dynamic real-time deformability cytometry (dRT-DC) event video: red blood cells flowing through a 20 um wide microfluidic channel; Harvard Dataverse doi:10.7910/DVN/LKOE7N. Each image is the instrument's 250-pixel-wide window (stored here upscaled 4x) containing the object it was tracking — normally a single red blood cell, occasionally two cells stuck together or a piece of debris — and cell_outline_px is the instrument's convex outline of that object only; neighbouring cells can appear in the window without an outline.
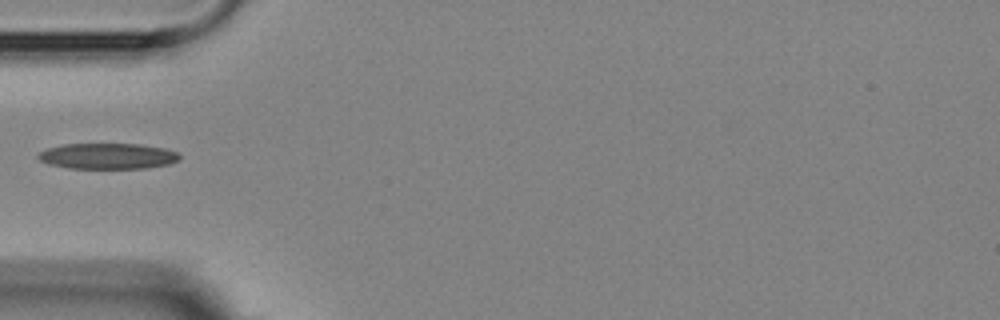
{"species": "Egyptian fruit bat (a non-hibernating species)", "species_latin": "Rousettus aegyptiacus", "temperature_condition": "room temperature", "stored_images_in_passage": 2, "camera_frame_rate_fps": 3000, "um_per_image_px": 0.085, "animal": {"sex": "female"}, "frame": {"image": 1, "passage_image": 1, "time_ms": 0.0, "image_size_px": [1000, 320], "cell_outline_px": [[180, 160], [168, 164], [144, 168], [68, 168], [48, 164], [40, 160], [36, 156], [40, 152], [48, 148], [64, 144], [140, 144], [164, 148], [176, 152], [180, 156]], "centroid_in_image_um": [9.14, 13.27], "position_along_channel_um": 75.9, "area_um2": 21.15}}
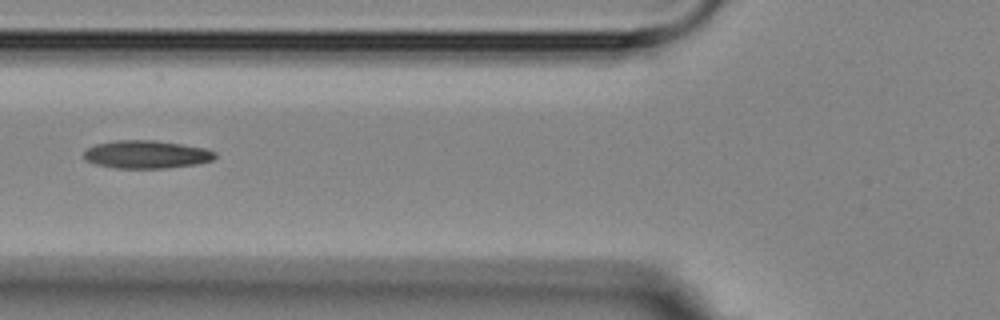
{"frame": {"image": 2, "passage_image": 2, "time_ms": 1.0, "image_size_px": [1000, 320], "cell_outline_px": [[216, 156], [212, 160], [196, 164], [164, 168], [112, 168], [96, 164], [84, 160], [84, 152], [88, 148], [96, 144], [116, 140], [156, 140], [204, 148], [216, 152]], "centroid_in_image_um": [12.42, 13.13], "position_along_channel_um": 113.4, "area_um2": 21.33}}